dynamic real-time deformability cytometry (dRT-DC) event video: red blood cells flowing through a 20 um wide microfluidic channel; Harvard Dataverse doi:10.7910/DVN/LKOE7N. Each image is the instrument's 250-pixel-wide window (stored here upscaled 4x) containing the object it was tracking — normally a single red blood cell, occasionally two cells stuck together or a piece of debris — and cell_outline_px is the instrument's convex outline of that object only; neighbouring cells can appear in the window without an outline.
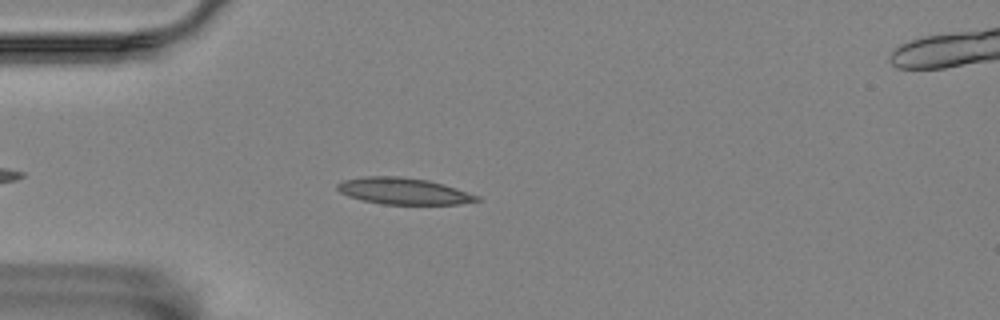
{"species": "Egyptian fruit bat (a non-hibernating species)", "species_latin": "Rousettus aegyptiacus", "temperature_condition": "room temperature", "stored_images_in_passage": 44, "camera_frame_rate_fps": 3000, "um_per_image_px": 0.085, "animal": {"sex": "female"}, "frame": {"image": 1, "passage_image": 7, "time_ms": 2.0, "image_size_px": [1000, 320], "cell_outline_px": [[480, 200], [460, 204], [384, 204], [364, 200], [348, 196], [340, 192], [336, 188], [336, 184], [344, 180], [364, 176], [400, 176], [428, 180], [444, 184], [480, 196]], "centroid_in_image_um": [34.3, 16.23], "position_along_channel_um": 50.7, "area_um2": 21.5}}
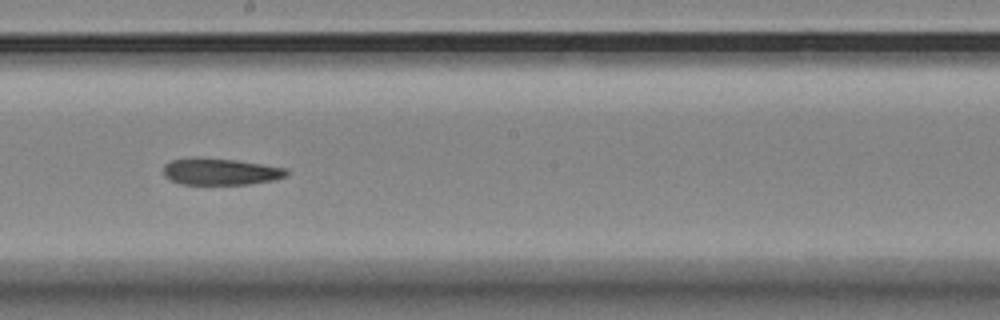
{"frame": {"image": 2, "passage_image": 23, "time_ms": 7.333, "image_size_px": [1000, 320], "cell_outline_px": [[288, 172], [284, 176], [276, 180], [248, 184], [180, 184], [164, 176], [164, 164], [168, 160], [196, 156], [200, 156], [236, 160], [288, 168]], "centroid_in_image_um": [18.7, 14.56], "position_along_channel_um": 229.5, "area_um2": 19.48}}
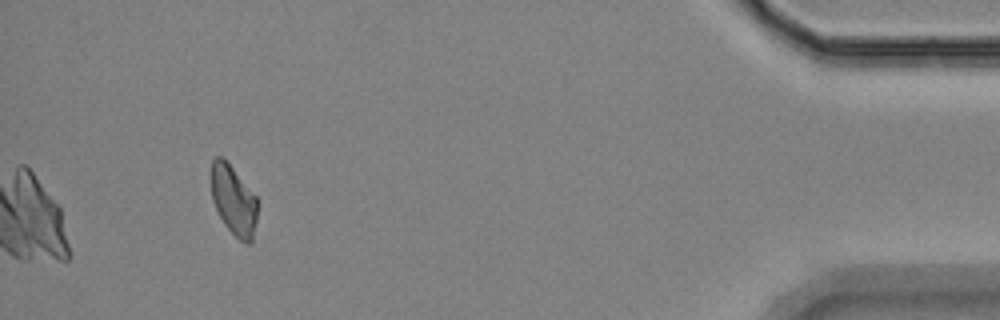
{"frame": {"image": 3, "passage_image": 44, "time_ms": 14.333, "image_size_px": [1000, 320], "cell_outline_px": [[256, 220], [252, 240], [248, 244], [244, 244], [224, 224], [212, 200], [212, 160], [216, 156], [224, 156], [256, 196]], "centroid_in_image_um": [19.85, 16.99], "position_along_channel_um": 415.4, "area_um2": 18.61}, "authors_computed_cell_mechanics": {"area_um2": 20.5768, "velocity_mm_per_s": 3.5466, "shape_relaxation_time_tau1_ms": 9.4341, "shape_relaxation_time_tau2_ms": 4.2968, "deformation_change_tau1": 0.1681, "deformation_change_tau2": 0.1101}}